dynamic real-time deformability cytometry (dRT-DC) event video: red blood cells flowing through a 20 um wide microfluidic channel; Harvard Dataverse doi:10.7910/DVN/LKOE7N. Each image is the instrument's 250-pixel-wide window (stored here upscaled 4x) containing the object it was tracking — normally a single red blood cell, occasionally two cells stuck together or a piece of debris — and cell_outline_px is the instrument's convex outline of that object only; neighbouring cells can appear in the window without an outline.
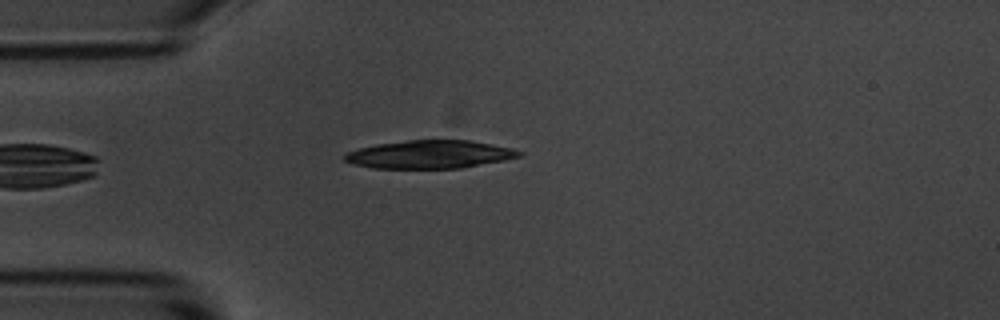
{"species": "common noctule bat (a hibernating species)", "species_latin": "Nyctalus noctula", "temperature_condition": "room temperature", "stored_images_in_passage": 3, "camera_frame_rate_fps": 3000, "um_per_image_px": 0.085, "animal": {"sex": "male", "body_mass_g": 20.1, "forearm_length_mm": 53.5}, "frame": {"image": 1, "passage_image": 3, "time_ms": 2.333, "image_size_px": [1000, 320], "cell_outline_px": [[524, 156], [504, 160], [460, 168], [372, 168], [352, 164], [344, 160], [340, 156], [344, 152], [376, 144], [408, 140], [472, 140], [512, 148], [524, 152]], "centroid_in_image_um": [36.51, 13.12], "position_along_channel_um": 48.5, "area_um2": 28.84}}